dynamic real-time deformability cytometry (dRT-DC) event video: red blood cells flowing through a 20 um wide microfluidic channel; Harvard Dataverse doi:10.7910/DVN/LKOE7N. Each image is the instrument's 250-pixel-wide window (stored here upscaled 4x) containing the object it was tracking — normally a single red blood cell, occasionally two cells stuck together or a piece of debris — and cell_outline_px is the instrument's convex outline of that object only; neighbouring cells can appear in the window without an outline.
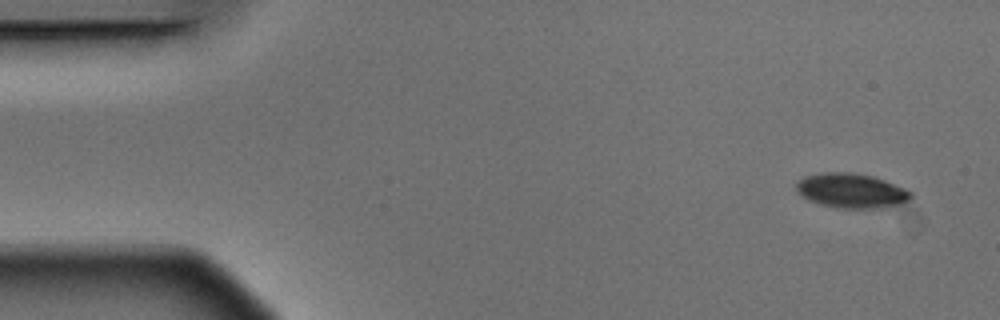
{"species": "Egyptian fruit bat (a non-hibernating species)", "species_latin": "Rousettus aegyptiacus", "temperature_condition": "warm", "stored_images_in_passage": 4, "camera_frame_rate_fps": 3000, "um_per_image_px": 0.085, "animal": {"sex": "male"}, "frame": {"image": 1, "passage_image": 1, "time_ms": 0.0, "image_size_px": [1000, 320], "cell_outline_px": [[912, 196], [908, 200], [900, 204], [884, 208], [836, 208], [820, 204], [808, 200], [796, 188], [796, 184], [804, 176], [824, 172], [852, 172], [872, 176], [884, 180], [904, 188], [912, 192]], "centroid_in_image_um": [72.38, 16.21], "position_along_channel_um": 12.6, "area_um2": 23.0}}
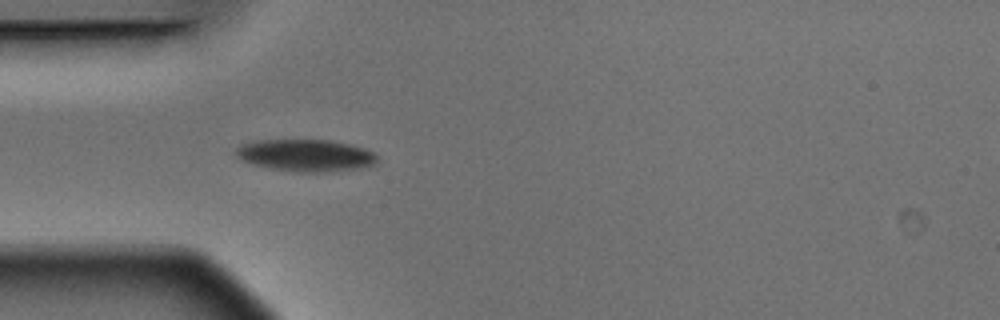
{"frame": {"image": 2, "passage_image": 4, "time_ms": 1.0, "image_size_px": [1000, 320], "cell_outline_px": [[376, 164], [360, 168], [324, 172], [296, 172], [272, 168], [240, 160], [236, 156], [236, 148], [240, 144], [252, 140], [328, 140], [348, 144], [364, 148], [376, 152]], "centroid_in_image_um": [25.98, 13.2], "position_along_channel_um": 59.0, "area_um2": 26.36}}